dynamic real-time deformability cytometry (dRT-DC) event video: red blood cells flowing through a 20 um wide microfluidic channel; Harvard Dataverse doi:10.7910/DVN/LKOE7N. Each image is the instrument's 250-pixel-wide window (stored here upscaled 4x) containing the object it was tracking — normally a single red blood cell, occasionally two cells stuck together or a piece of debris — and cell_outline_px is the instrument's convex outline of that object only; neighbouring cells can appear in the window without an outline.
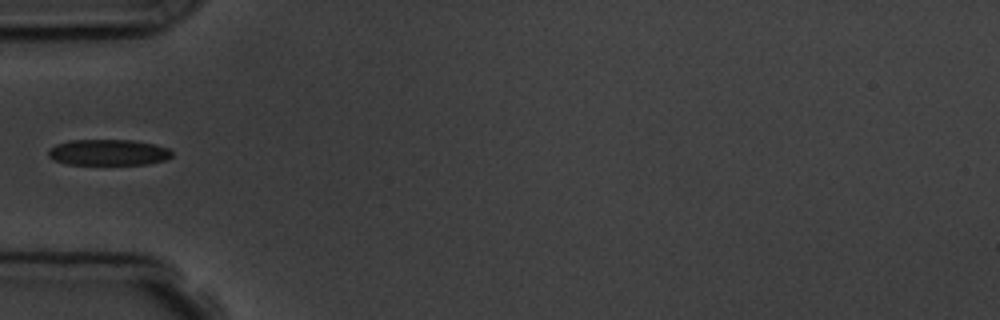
{"species": "common noctule bat (a hibernating species)", "species_latin": "Nyctalus noctula", "temperature_condition": "room temperature", "stored_images_in_passage": 2, "camera_frame_rate_fps": 3000, "um_per_image_px": 0.085, "animal": {"sex": "male", "body_mass_g": 19.5, "forearm_length_mm": 54.6}, "frame": {"image": 1, "passage_image": 1, "time_ms": 0.0, "image_size_px": [1000, 320], "cell_outline_px": [[172, 156], [164, 160], [148, 164], [68, 164], [52, 160], [48, 156], [48, 152], [56, 144], [68, 140], [132, 140], [156, 144], [168, 148], [172, 152]], "centroid_in_image_um": [9.21, 12.95], "position_along_channel_um": 75.8, "area_um2": 18.73}}